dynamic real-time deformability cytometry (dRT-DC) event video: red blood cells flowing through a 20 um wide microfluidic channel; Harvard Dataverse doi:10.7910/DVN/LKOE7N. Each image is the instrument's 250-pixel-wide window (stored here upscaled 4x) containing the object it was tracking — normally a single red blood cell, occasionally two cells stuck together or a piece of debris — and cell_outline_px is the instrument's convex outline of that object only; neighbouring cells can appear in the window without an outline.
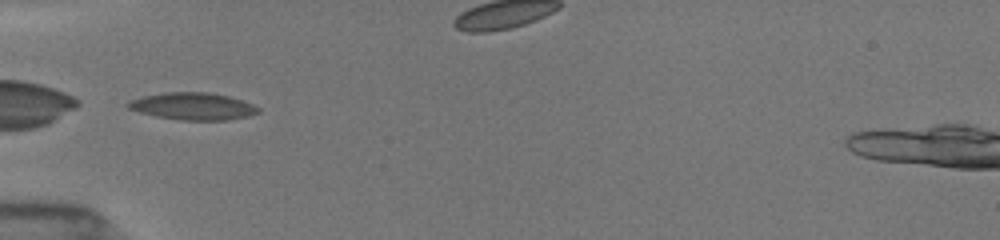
{"species": "common noctule bat (a hibernating species)", "species_latin": "Nyctalus noctula", "temperature_condition": "room temperature", "stored_images_in_passage": 8, "camera_frame_rate_fps": 3000, "um_per_image_px": 0.085, "animal": {"sex": "female", "body_mass_g": 19.5, "forearm_length_mm": 54.1}, "frame": {"image": 1, "passage_image": 1, "time_ms": 0.0, "image_size_px": [1000, 240], "cell_outline_px": [[260, 112], [248, 116], [228, 120], [180, 120], [156, 116], [140, 112], [128, 108], [128, 100], [144, 96], [164, 92], [212, 92], [228, 96], [252, 104], [260, 108]], "centroid_in_image_um": [16.41, 9.03], "position_along_channel_um": 68.6, "area_um2": 20.58}}